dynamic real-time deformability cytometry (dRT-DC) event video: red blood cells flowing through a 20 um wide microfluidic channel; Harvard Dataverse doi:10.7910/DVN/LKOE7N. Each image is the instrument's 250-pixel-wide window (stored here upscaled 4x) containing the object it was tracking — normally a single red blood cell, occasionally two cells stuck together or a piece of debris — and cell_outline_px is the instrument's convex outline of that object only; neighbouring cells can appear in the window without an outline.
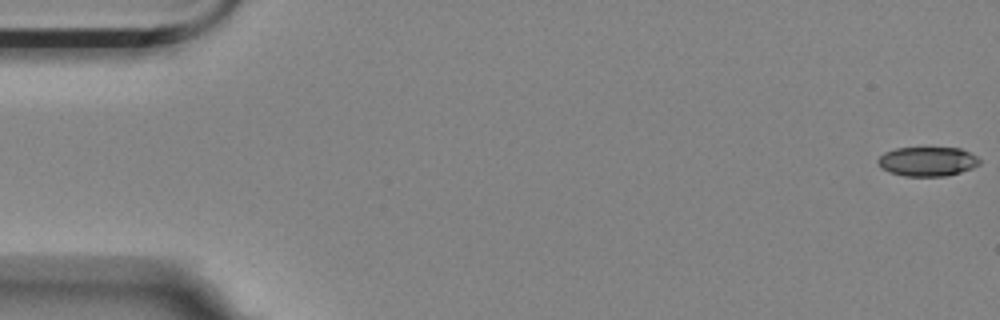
{"species": "Egyptian fruit bat (a non-hibernating species)", "species_latin": "Rousettus aegyptiacus", "temperature_condition": "room temperature", "stored_images_in_passage": 9, "camera_frame_rate_fps": 3000, "um_per_image_px": 0.085, "animal": {"sex": "female"}, "frame": {"image": 1, "passage_image": 1, "time_ms": 0.0, "image_size_px": [1000, 320], "cell_outline_px": [[980, 164], [972, 168], [960, 172], [944, 176], [904, 176], [888, 172], [880, 168], [876, 160], [884, 152], [896, 148], [960, 148], [976, 156], [980, 160]], "centroid_in_image_um": [78.79, 13.73], "position_along_channel_um": 6.2, "area_um2": 17.4}}